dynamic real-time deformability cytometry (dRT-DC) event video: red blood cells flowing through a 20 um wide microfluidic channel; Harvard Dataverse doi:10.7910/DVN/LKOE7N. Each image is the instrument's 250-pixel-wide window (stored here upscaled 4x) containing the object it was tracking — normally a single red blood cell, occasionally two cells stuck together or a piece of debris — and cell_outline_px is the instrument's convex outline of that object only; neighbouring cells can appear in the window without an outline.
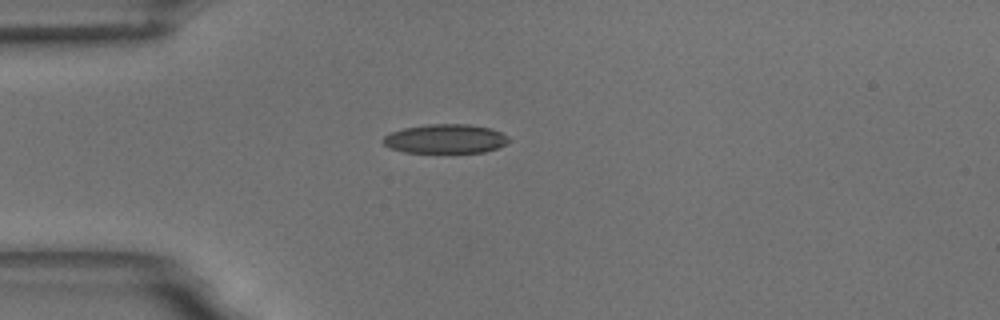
{"species": "common noctule bat (a hibernating species)", "species_latin": "Nyctalus noctula", "temperature_condition": "room temperature", "stored_images_in_passage": 29, "camera_frame_rate_fps": 3000, "um_per_image_px": 0.085, "animal": {"sex": "male", "body_mass_g": 18.8}, "frame": {"image": 1, "passage_image": 1, "time_ms": 0.0, "image_size_px": [1000, 320], "cell_outline_px": [[508, 140], [504, 144], [496, 148], [484, 152], [404, 152], [392, 148], [384, 144], [380, 140], [384, 136], [392, 132], [404, 128], [428, 124], [468, 124], [492, 128], [508, 136]], "centroid_in_image_um": [37.84, 11.79], "position_along_channel_um": 47.2, "area_um2": 21.15}}
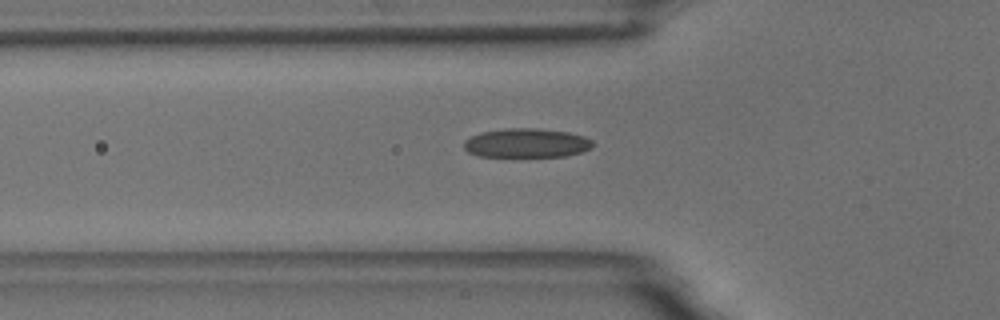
{"frame": {"image": 2, "passage_image": 5, "time_ms": 1.333, "image_size_px": [1000, 320], "cell_outline_px": [[592, 148], [580, 152], [564, 156], [480, 156], [468, 152], [464, 148], [464, 140], [472, 136], [484, 132], [504, 128], [536, 128], [568, 132], [584, 136], [592, 140]], "centroid_in_image_um": [44.76, 12.15], "position_along_channel_um": 81.0, "area_um2": 21.68}}
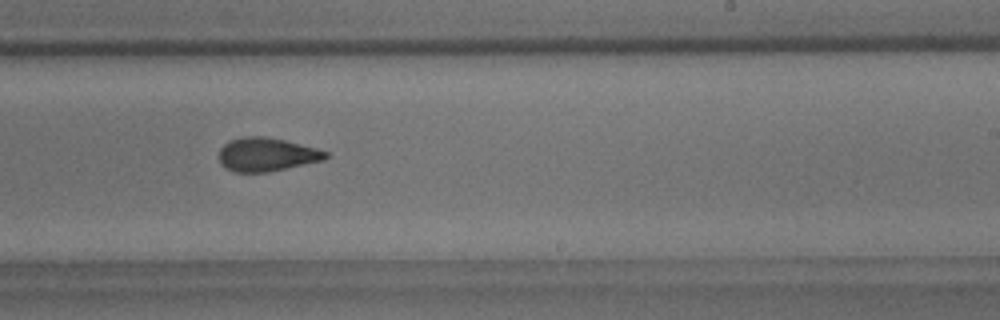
{"frame": {"image": 3, "passage_image": 20, "time_ms": 6.333, "image_size_px": [1000, 320], "cell_outline_px": [[328, 156], [324, 160], [268, 172], [232, 172], [224, 168], [220, 164], [220, 148], [228, 140], [244, 136], [264, 136], [284, 140], [316, 148], [328, 152]], "centroid_in_image_um": [22.63, 13.13], "position_along_channel_um": 266.4, "area_um2": 20.92}, "authors_computed_cell_mechanics": {"area_um2": 21.4438, "velocity_mm_per_s": 3.6864, "shape_relaxation_time_tau1_ms": 3.6176, "shape_relaxation_time_tau2_ms": 1.2457, "deformation_change_tau1": 0.1306, "deformation_change_tau2": 0.0754}}